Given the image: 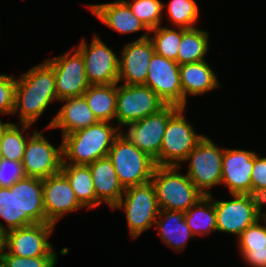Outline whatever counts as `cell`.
Masks as SVG:
<instances>
[{"mask_svg":"<svg viewBox=\"0 0 266 267\" xmlns=\"http://www.w3.org/2000/svg\"><path fill=\"white\" fill-rule=\"evenodd\" d=\"M57 101L55 73L46 61L16 77L13 115H18V123L34 126L47 107Z\"/></svg>","mask_w":266,"mask_h":267,"instance_id":"obj_1","label":"cell"},{"mask_svg":"<svg viewBox=\"0 0 266 267\" xmlns=\"http://www.w3.org/2000/svg\"><path fill=\"white\" fill-rule=\"evenodd\" d=\"M121 129L114 123L98 121L96 124L62 137V164L89 165L108 157L114 139Z\"/></svg>","mask_w":266,"mask_h":267,"instance_id":"obj_2","label":"cell"},{"mask_svg":"<svg viewBox=\"0 0 266 267\" xmlns=\"http://www.w3.org/2000/svg\"><path fill=\"white\" fill-rule=\"evenodd\" d=\"M180 166H157L151 182L161 210L185 212L204 196Z\"/></svg>","mask_w":266,"mask_h":267,"instance_id":"obj_3","label":"cell"},{"mask_svg":"<svg viewBox=\"0 0 266 267\" xmlns=\"http://www.w3.org/2000/svg\"><path fill=\"white\" fill-rule=\"evenodd\" d=\"M123 210L131 239H137L152 226L159 215V205L152 182L125 188L112 210Z\"/></svg>","mask_w":266,"mask_h":267,"instance_id":"obj_4","label":"cell"},{"mask_svg":"<svg viewBox=\"0 0 266 267\" xmlns=\"http://www.w3.org/2000/svg\"><path fill=\"white\" fill-rule=\"evenodd\" d=\"M214 203L217 232L238 238L249 226L264 216L263 200L249 194H230V200H218L208 195Z\"/></svg>","mask_w":266,"mask_h":267,"instance_id":"obj_5","label":"cell"},{"mask_svg":"<svg viewBox=\"0 0 266 267\" xmlns=\"http://www.w3.org/2000/svg\"><path fill=\"white\" fill-rule=\"evenodd\" d=\"M185 110V107H180L168 119L160 155L154 161L157 166H180L204 138L205 135L195 131V124L188 121Z\"/></svg>","mask_w":266,"mask_h":267,"instance_id":"obj_6","label":"cell"},{"mask_svg":"<svg viewBox=\"0 0 266 267\" xmlns=\"http://www.w3.org/2000/svg\"><path fill=\"white\" fill-rule=\"evenodd\" d=\"M108 158L124 188L150 182L156 167L154 160L134 146L122 133L114 139Z\"/></svg>","mask_w":266,"mask_h":267,"instance_id":"obj_7","label":"cell"},{"mask_svg":"<svg viewBox=\"0 0 266 267\" xmlns=\"http://www.w3.org/2000/svg\"><path fill=\"white\" fill-rule=\"evenodd\" d=\"M223 151L224 147L205 135L180 165L188 162L186 174L204 196L211 195V189L221 184Z\"/></svg>","mask_w":266,"mask_h":267,"instance_id":"obj_8","label":"cell"},{"mask_svg":"<svg viewBox=\"0 0 266 267\" xmlns=\"http://www.w3.org/2000/svg\"><path fill=\"white\" fill-rule=\"evenodd\" d=\"M167 104L144 84L117 83L116 125L122 129L127 124L155 114Z\"/></svg>","mask_w":266,"mask_h":267,"instance_id":"obj_9","label":"cell"},{"mask_svg":"<svg viewBox=\"0 0 266 267\" xmlns=\"http://www.w3.org/2000/svg\"><path fill=\"white\" fill-rule=\"evenodd\" d=\"M82 38L75 47L83 56L85 72L90 85L114 84L119 78V54L113 51L97 34L87 43Z\"/></svg>","mask_w":266,"mask_h":267,"instance_id":"obj_10","label":"cell"},{"mask_svg":"<svg viewBox=\"0 0 266 267\" xmlns=\"http://www.w3.org/2000/svg\"><path fill=\"white\" fill-rule=\"evenodd\" d=\"M34 129L30 131L33 133L28 139L22 165L26 176L43 179L61 171L63 162L62 139L58 146L53 145L43 135V132L51 130L50 128Z\"/></svg>","mask_w":266,"mask_h":267,"instance_id":"obj_11","label":"cell"},{"mask_svg":"<svg viewBox=\"0 0 266 267\" xmlns=\"http://www.w3.org/2000/svg\"><path fill=\"white\" fill-rule=\"evenodd\" d=\"M45 61L55 73L58 101L82 96L90 86L85 72L84 58L75 47L56 57H49Z\"/></svg>","mask_w":266,"mask_h":267,"instance_id":"obj_12","label":"cell"},{"mask_svg":"<svg viewBox=\"0 0 266 267\" xmlns=\"http://www.w3.org/2000/svg\"><path fill=\"white\" fill-rule=\"evenodd\" d=\"M176 105H166L159 112L127 124L121 133L138 149L154 161L161 151L168 119L179 109ZM127 129L126 131L123 129Z\"/></svg>","mask_w":266,"mask_h":267,"instance_id":"obj_13","label":"cell"},{"mask_svg":"<svg viewBox=\"0 0 266 267\" xmlns=\"http://www.w3.org/2000/svg\"><path fill=\"white\" fill-rule=\"evenodd\" d=\"M56 228L52 223H35L6 232V251L19 257L57 256L49 238Z\"/></svg>","mask_w":266,"mask_h":267,"instance_id":"obj_14","label":"cell"},{"mask_svg":"<svg viewBox=\"0 0 266 267\" xmlns=\"http://www.w3.org/2000/svg\"><path fill=\"white\" fill-rule=\"evenodd\" d=\"M179 66L177 62L154 53L144 85L148 86L167 105L183 107Z\"/></svg>","mask_w":266,"mask_h":267,"instance_id":"obj_15","label":"cell"},{"mask_svg":"<svg viewBox=\"0 0 266 267\" xmlns=\"http://www.w3.org/2000/svg\"><path fill=\"white\" fill-rule=\"evenodd\" d=\"M255 154L256 151L247 149L224 148L221 186L229 191V195H252L251 173Z\"/></svg>","mask_w":266,"mask_h":267,"instance_id":"obj_16","label":"cell"},{"mask_svg":"<svg viewBox=\"0 0 266 267\" xmlns=\"http://www.w3.org/2000/svg\"><path fill=\"white\" fill-rule=\"evenodd\" d=\"M43 204L46 219L55 225L65 215L85 208L76 198L67 177L61 171L43 178Z\"/></svg>","mask_w":266,"mask_h":267,"instance_id":"obj_17","label":"cell"},{"mask_svg":"<svg viewBox=\"0 0 266 267\" xmlns=\"http://www.w3.org/2000/svg\"><path fill=\"white\" fill-rule=\"evenodd\" d=\"M155 53L152 41L134 40L122 47L119 55L118 83L124 85L145 84L148 67Z\"/></svg>","mask_w":266,"mask_h":267,"instance_id":"obj_18","label":"cell"},{"mask_svg":"<svg viewBox=\"0 0 266 267\" xmlns=\"http://www.w3.org/2000/svg\"><path fill=\"white\" fill-rule=\"evenodd\" d=\"M88 10L109 27V29L121 35L144 31L135 40L149 38L150 30L132 13L129 5L124 0H115L108 3L89 4Z\"/></svg>","mask_w":266,"mask_h":267,"instance_id":"obj_19","label":"cell"},{"mask_svg":"<svg viewBox=\"0 0 266 267\" xmlns=\"http://www.w3.org/2000/svg\"><path fill=\"white\" fill-rule=\"evenodd\" d=\"M62 106L46 128L60 129L62 137L98 122L84 96L62 99Z\"/></svg>","mask_w":266,"mask_h":267,"instance_id":"obj_20","label":"cell"},{"mask_svg":"<svg viewBox=\"0 0 266 267\" xmlns=\"http://www.w3.org/2000/svg\"><path fill=\"white\" fill-rule=\"evenodd\" d=\"M88 166L96 193V208L105 204L112 210L125 192V188L119 181L112 161L105 157L97 159Z\"/></svg>","mask_w":266,"mask_h":267,"instance_id":"obj_21","label":"cell"},{"mask_svg":"<svg viewBox=\"0 0 266 267\" xmlns=\"http://www.w3.org/2000/svg\"><path fill=\"white\" fill-rule=\"evenodd\" d=\"M179 71L185 108H187L189 96H202L222 87L217 74L206 60L180 65Z\"/></svg>","mask_w":266,"mask_h":267,"instance_id":"obj_22","label":"cell"},{"mask_svg":"<svg viewBox=\"0 0 266 267\" xmlns=\"http://www.w3.org/2000/svg\"><path fill=\"white\" fill-rule=\"evenodd\" d=\"M15 190L18 210L25 212L34 223H50L43 204V179L25 176L10 187Z\"/></svg>","mask_w":266,"mask_h":267,"instance_id":"obj_23","label":"cell"},{"mask_svg":"<svg viewBox=\"0 0 266 267\" xmlns=\"http://www.w3.org/2000/svg\"><path fill=\"white\" fill-rule=\"evenodd\" d=\"M155 227L162 243L175 252H183L188 241L196 238L186 224L184 212L160 209Z\"/></svg>","mask_w":266,"mask_h":267,"instance_id":"obj_24","label":"cell"},{"mask_svg":"<svg viewBox=\"0 0 266 267\" xmlns=\"http://www.w3.org/2000/svg\"><path fill=\"white\" fill-rule=\"evenodd\" d=\"M83 96L98 121H115L117 83L90 85Z\"/></svg>","mask_w":266,"mask_h":267,"instance_id":"obj_25","label":"cell"},{"mask_svg":"<svg viewBox=\"0 0 266 267\" xmlns=\"http://www.w3.org/2000/svg\"><path fill=\"white\" fill-rule=\"evenodd\" d=\"M33 125L0 121V144L3 159L22 162L29 137L28 129ZM27 131V133H26Z\"/></svg>","mask_w":266,"mask_h":267,"instance_id":"obj_26","label":"cell"},{"mask_svg":"<svg viewBox=\"0 0 266 267\" xmlns=\"http://www.w3.org/2000/svg\"><path fill=\"white\" fill-rule=\"evenodd\" d=\"M61 172L67 177L78 201L87 209H96V193L88 165L62 164Z\"/></svg>","mask_w":266,"mask_h":267,"instance_id":"obj_27","label":"cell"},{"mask_svg":"<svg viewBox=\"0 0 266 267\" xmlns=\"http://www.w3.org/2000/svg\"><path fill=\"white\" fill-rule=\"evenodd\" d=\"M207 30L194 27L182 28V39L178 47L177 63L179 65L205 61L209 51V35Z\"/></svg>","mask_w":266,"mask_h":267,"instance_id":"obj_28","label":"cell"},{"mask_svg":"<svg viewBox=\"0 0 266 267\" xmlns=\"http://www.w3.org/2000/svg\"><path fill=\"white\" fill-rule=\"evenodd\" d=\"M184 219L195 237H205L217 232L214 203L209 196H202L192 207L186 210Z\"/></svg>","mask_w":266,"mask_h":267,"instance_id":"obj_29","label":"cell"},{"mask_svg":"<svg viewBox=\"0 0 266 267\" xmlns=\"http://www.w3.org/2000/svg\"><path fill=\"white\" fill-rule=\"evenodd\" d=\"M199 7L196 0H170L163 2V11L167 12L163 13L168 16L172 27L190 29L197 27L200 21Z\"/></svg>","mask_w":266,"mask_h":267,"instance_id":"obj_30","label":"cell"},{"mask_svg":"<svg viewBox=\"0 0 266 267\" xmlns=\"http://www.w3.org/2000/svg\"><path fill=\"white\" fill-rule=\"evenodd\" d=\"M0 229L7 232L13 229L34 225L35 223L22 210H18L15 201V190L0 187Z\"/></svg>","mask_w":266,"mask_h":267,"instance_id":"obj_31","label":"cell"},{"mask_svg":"<svg viewBox=\"0 0 266 267\" xmlns=\"http://www.w3.org/2000/svg\"><path fill=\"white\" fill-rule=\"evenodd\" d=\"M149 39L155 53L177 62L178 47L182 39V28L170 27L167 24L151 29Z\"/></svg>","mask_w":266,"mask_h":267,"instance_id":"obj_32","label":"cell"},{"mask_svg":"<svg viewBox=\"0 0 266 267\" xmlns=\"http://www.w3.org/2000/svg\"><path fill=\"white\" fill-rule=\"evenodd\" d=\"M132 13L149 30L164 24L163 1L161 0H124ZM163 22V23H162Z\"/></svg>","mask_w":266,"mask_h":267,"instance_id":"obj_33","label":"cell"},{"mask_svg":"<svg viewBox=\"0 0 266 267\" xmlns=\"http://www.w3.org/2000/svg\"><path fill=\"white\" fill-rule=\"evenodd\" d=\"M236 241L238 249L266 248V216L247 227Z\"/></svg>","mask_w":266,"mask_h":267,"instance_id":"obj_34","label":"cell"},{"mask_svg":"<svg viewBox=\"0 0 266 267\" xmlns=\"http://www.w3.org/2000/svg\"><path fill=\"white\" fill-rule=\"evenodd\" d=\"M16 77L0 74V115H13L15 108ZM0 117V121L2 120Z\"/></svg>","mask_w":266,"mask_h":267,"instance_id":"obj_35","label":"cell"},{"mask_svg":"<svg viewBox=\"0 0 266 267\" xmlns=\"http://www.w3.org/2000/svg\"><path fill=\"white\" fill-rule=\"evenodd\" d=\"M58 256L19 257L7 251L2 257L6 267H55Z\"/></svg>","mask_w":266,"mask_h":267,"instance_id":"obj_36","label":"cell"},{"mask_svg":"<svg viewBox=\"0 0 266 267\" xmlns=\"http://www.w3.org/2000/svg\"><path fill=\"white\" fill-rule=\"evenodd\" d=\"M251 180L252 196L264 200L266 198V157H261L258 153L254 156Z\"/></svg>","mask_w":266,"mask_h":267,"instance_id":"obj_37","label":"cell"},{"mask_svg":"<svg viewBox=\"0 0 266 267\" xmlns=\"http://www.w3.org/2000/svg\"><path fill=\"white\" fill-rule=\"evenodd\" d=\"M25 176L22 162L3 158L0 160V187L10 188Z\"/></svg>","mask_w":266,"mask_h":267,"instance_id":"obj_38","label":"cell"},{"mask_svg":"<svg viewBox=\"0 0 266 267\" xmlns=\"http://www.w3.org/2000/svg\"><path fill=\"white\" fill-rule=\"evenodd\" d=\"M238 250L248 267H266V248Z\"/></svg>","mask_w":266,"mask_h":267,"instance_id":"obj_39","label":"cell"},{"mask_svg":"<svg viewBox=\"0 0 266 267\" xmlns=\"http://www.w3.org/2000/svg\"><path fill=\"white\" fill-rule=\"evenodd\" d=\"M6 252V232L0 229V261Z\"/></svg>","mask_w":266,"mask_h":267,"instance_id":"obj_40","label":"cell"},{"mask_svg":"<svg viewBox=\"0 0 266 267\" xmlns=\"http://www.w3.org/2000/svg\"><path fill=\"white\" fill-rule=\"evenodd\" d=\"M264 216H266V198L263 200Z\"/></svg>","mask_w":266,"mask_h":267,"instance_id":"obj_41","label":"cell"},{"mask_svg":"<svg viewBox=\"0 0 266 267\" xmlns=\"http://www.w3.org/2000/svg\"><path fill=\"white\" fill-rule=\"evenodd\" d=\"M2 151H1V144H0V160L2 159Z\"/></svg>","mask_w":266,"mask_h":267,"instance_id":"obj_42","label":"cell"},{"mask_svg":"<svg viewBox=\"0 0 266 267\" xmlns=\"http://www.w3.org/2000/svg\"><path fill=\"white\" fill-rule=\"evenodd\" d=\"M0 267H6L2 261H0Z\"/></svg>","mask_w":266,"mask_h":267,"instance_id":"obj_43","label":"cell"}]
</instances>
